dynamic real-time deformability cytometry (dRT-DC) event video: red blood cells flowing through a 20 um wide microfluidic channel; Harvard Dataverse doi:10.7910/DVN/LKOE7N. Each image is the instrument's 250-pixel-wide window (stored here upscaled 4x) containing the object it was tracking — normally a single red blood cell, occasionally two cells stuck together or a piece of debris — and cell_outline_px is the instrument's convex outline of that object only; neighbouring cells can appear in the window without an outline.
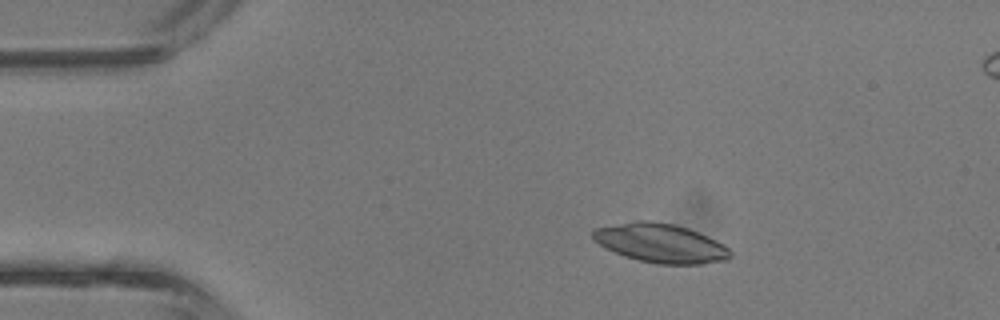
{"species": "common noctule bat (a hibernating species)", "species_latin": "Nyctalus noctula", "temperature_condition": "room temperature", "stored_images_in_passage": 9, "camera_frame_rate_fps": 3000, "um_per_image_px": 0.085, "animal": {"sex": "male", "body_mass_g": 13.3}, "frame": {"image": 1, "passage_image": 6, "time_ms": 1.667, "image_size_px": [1000, 320], "cell_outline_px": [[732, 256], [728, 260], [704, 264], [656, 264], [624, 256], [592, 240], [592, 232], [596, 228], [636, 220], [652, 220], [672, 224], [688, 228], [716, 240], [728, 248], [732, 252]], "centroid_in_image_um": [56.18, 20.67], "position_along_channel_um": 28.8, "area_um2": 31.15}}